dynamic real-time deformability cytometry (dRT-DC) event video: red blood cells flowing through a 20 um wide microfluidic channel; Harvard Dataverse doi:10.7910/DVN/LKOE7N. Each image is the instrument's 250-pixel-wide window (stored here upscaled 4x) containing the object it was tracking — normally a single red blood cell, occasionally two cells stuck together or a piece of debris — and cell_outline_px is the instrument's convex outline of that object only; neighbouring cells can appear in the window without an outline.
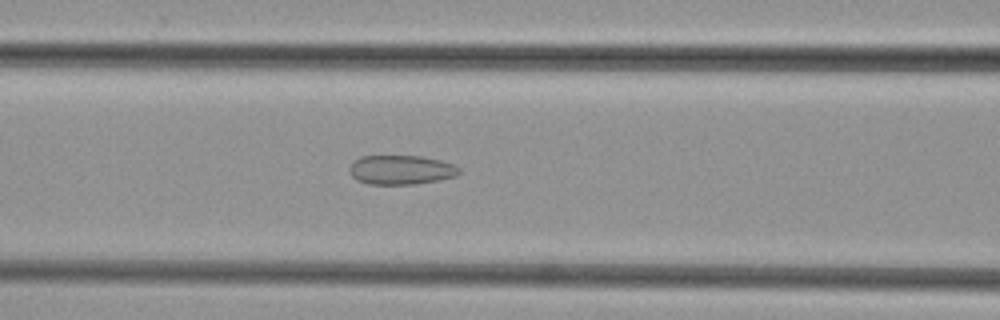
{"species": "common noctule bat (a hibernating species)", "species_latin": "Nyctalus noctula", "temperature_condition": "cold", "stored_images_in_passage": 48, "camera_frame_rate_fps": 3000, "um_per_image_px": 0.085, "animal": {"sex": "female", "body_mass_g": 29.2, "forearm_length_mm": 56.3}, "frame": {"image": 1, "passage_image": 20, "time_ms": 6.333, "image_size_px": [1000, 320], "cell_outline_px": [[460, 172], [456, 176], [440, 180], [416, 184], [368, 184], [356, 180], [348, 172], [348, 168], [360, 156], [420, 156], [440, 160], [452, 164], [460, 168]], "centroid_in_image_um": [34.08, 14.44], "position_along_channel_um": 132.5, "area_um2": 18.79}}
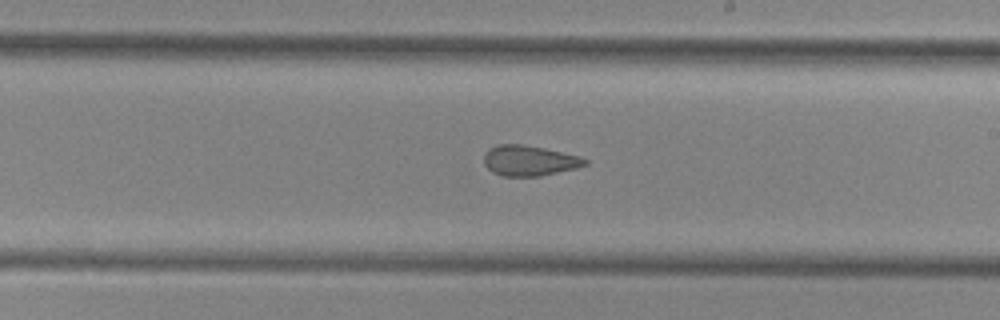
{"frame": {"image": 2, "passage_image": 28, "time_ms": 9.0, "image_size_px": [1000, 320], "cell_outline_px": [[588, 164], [576, 168], [540, 176], [500, 176], [492, 172], [484, 164], [484, 152], [488, 148], [500, 144], [520, 144], [544, 148], [580, 156], [588, 160]], "centroid_in_image_um": [44.97, 13.65], "position_along_channel_um": 244.0, "area_um2": 17.98}}
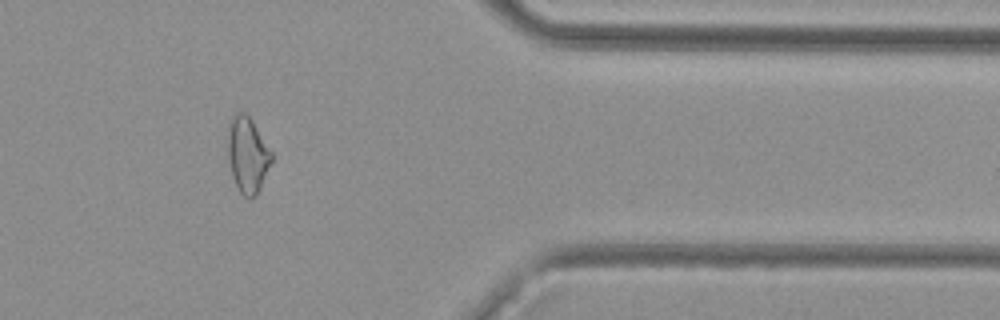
{"frame": {"image": 3, "passage_image": 40, "time_ms": 13.0, "image_size_px": [1000, 320], "cell_outline_px": [[272, 160], [260, 188], [256, 196], [244, 196], [240, 192], [232, 176], [228, 160], [228, 124], [236, 112], [244, 112], [252, 120], [272, 152]], "centroid_in_image_um": [21.03, 13.14], "position_along_channel_um": 390.4, "area_um2": 19.07}}